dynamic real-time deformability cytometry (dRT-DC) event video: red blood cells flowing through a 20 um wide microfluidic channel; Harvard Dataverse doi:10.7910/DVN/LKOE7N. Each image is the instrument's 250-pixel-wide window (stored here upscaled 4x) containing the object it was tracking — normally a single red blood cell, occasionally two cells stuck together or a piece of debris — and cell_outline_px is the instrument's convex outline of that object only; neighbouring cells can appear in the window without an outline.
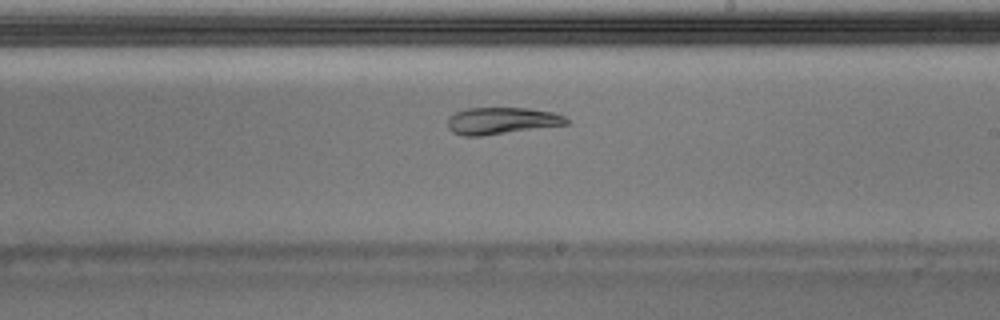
{"species": "Egyptian fruit bat (a non-hibernating species)", "species_latin": "Rousettus aegyptiacus", "temperature_condition": "warm", "stored_images_in_passage": 30, "camera_frame_rate_fps": 3000, "um_per_image_px": 0.085, "animal": {"sex": "male"}, "frame": {"image": 1, "passage_image": 13, "time_ms": 4.0, "image_size_px": [1000, 320], "cell_outline_px": [[568, 124], [480, 136], [464, 136], [452, 132], [448, 128], [448, 116], [456, 112], [468, 108], [528, 108], [552, 112], [564, 116], [568, 120]], "centroid_in_image_um": [42.6, 10.26], "position_along_channel_um": 246.4, "area_um2": 18.44}}
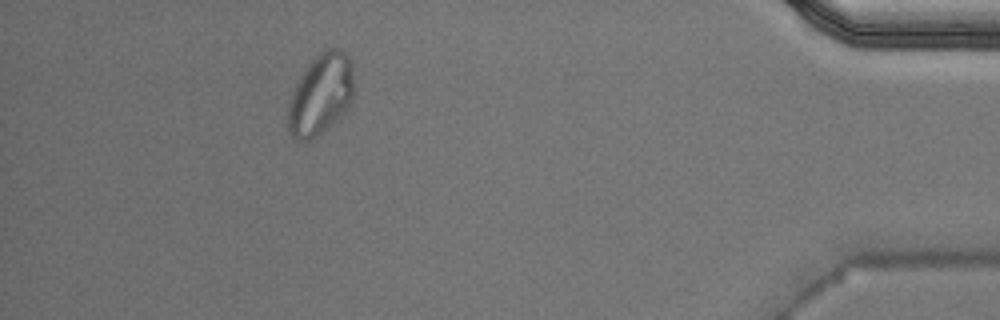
{"frame": {"image": 2, "passage_image": 26, "time_ms": 8.333, "image_size_px": [1000, 320], "cell_outline_px": [[352, 104], [344, 112], [312, 140], [296, 140], [292, 136], [288, 128], [288, 108], [292, 92], [300, 76], [308, 64], [324, 48], [340, 48], [348, 56], [352, 68]], "centroid_in_image_um": [27.25, 8.01], "position_along_channel_um": 408.0, "area_um2": 30.75}}